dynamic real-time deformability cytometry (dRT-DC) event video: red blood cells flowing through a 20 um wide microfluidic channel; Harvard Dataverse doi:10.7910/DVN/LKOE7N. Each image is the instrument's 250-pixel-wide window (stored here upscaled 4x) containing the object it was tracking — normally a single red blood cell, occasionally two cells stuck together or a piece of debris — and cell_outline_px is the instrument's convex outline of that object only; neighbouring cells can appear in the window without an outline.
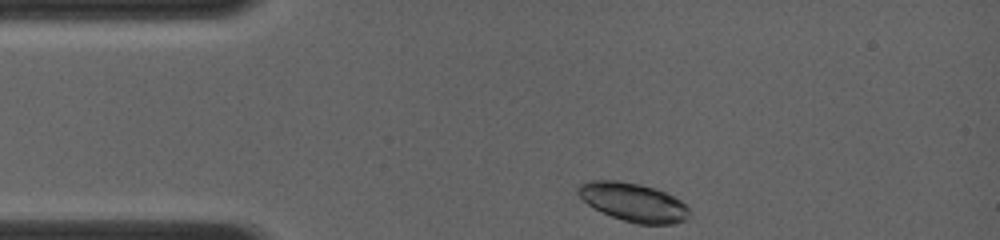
{"species": "common noctule bat (a hibernating species)", "species_latin": "Nyctalus noctula", "temperature_condition": "room temperature", "stored_images_in_passage": 15, "camera_frame_rate_fps": 4000, "um_per_image_px": 0.085, "animal": {"sex": "female", "body_mass_g": 19.0, "forearm_length_mm": 56.7}, "frame": {"image": 1, "passage_image": 1, "time_ms": 0.0, "image_size_px": [1000, 240], "cell_outline_px": [[692, 216], [688, 220], [672, 224], [636, 224], [612, 216], [588, 204], [576, 192], [576, 188], [580, 184], [588, 180], [620, 180], [640, 184], [656, 188], [680, 200], [692, 212]], "centroid_in_image_um": [53.87, 17.18], "position_along_channel_um": 31.1, "area_um2": 25.14}}
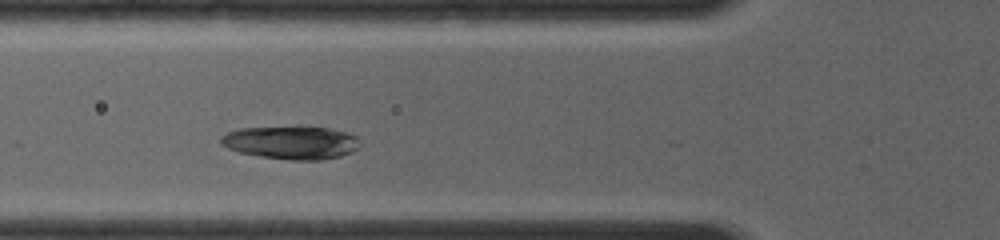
{"frame": {"image": 2, "passage_image": 7, "time_ms": 2.5, "image_size_px": [1000, 240], "cell_outline_px": [[360, 148], [352, 152], [340, 156], [320, 160], [292, 160], [260, 156], [240, 152], [228, 148], [220, 144], [220, 136], [228, 132], [240, 128], [296, 124], [300, 124], [328, 128], [344, 132], [356, 136], [360, 140]], "centroid_in_image_um": [24.76, 12.07], "position_along_channel_um": 101.0, "area_um2": 27.74}}
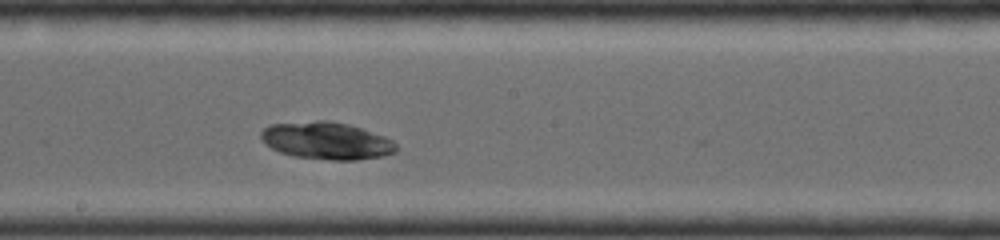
{"frame": {"image": 3, "passage_image": 15, "time_ms": 5.25, "image_size_px": [1000, 240], "cell_outline_px": [[400, 148], [396, 152], [384, 156], [356, 160], [332, 160], [296, 156], [280, 152], [264, 144], [260, 136], [260, 132], [264, 128], [272, 124], [316, 120], [328, 120], [348, 124], [384, 136], [392, 140]], "centroid_in_image_um": [27.77, 11.96], "position_along_channel_um": 220.4, "area_um2": 29.48}}